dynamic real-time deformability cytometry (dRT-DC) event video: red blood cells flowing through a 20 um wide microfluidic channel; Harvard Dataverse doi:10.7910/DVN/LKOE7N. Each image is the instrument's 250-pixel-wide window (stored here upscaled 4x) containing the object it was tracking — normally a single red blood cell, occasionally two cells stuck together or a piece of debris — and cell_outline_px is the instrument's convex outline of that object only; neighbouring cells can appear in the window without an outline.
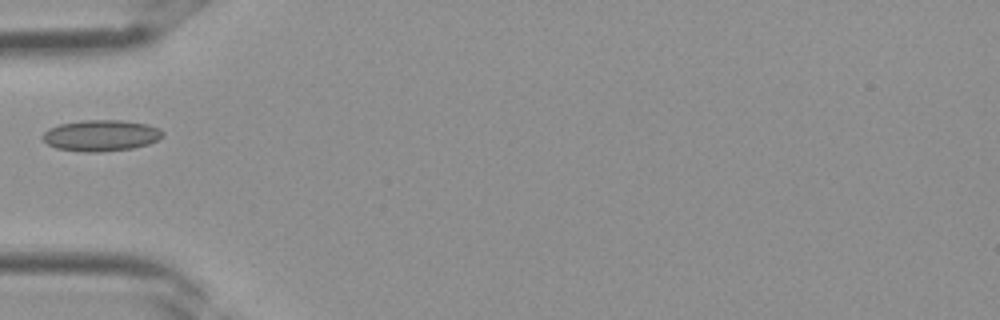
{"species": "Egyptian fruit bat (a non-hibernating species)", "species_latin": "Rousettus aegyptiacus", "temperature_condition": "room temperature", "stored_images_in_passage": 2, "camera_frame_rate_fps": 3000, "um_per_image_px": 0.085, "frame": {"image": 1, "passage_image": 2, "time_ms": 0.333, "image_size_px": [1000, 320], "cell_outline_px": [[164, 136], [148, 144], [132, 148], [100, 152], [84, 152], [56, 148], [48, 144], [40, 136], [48, 128], [60, 124], [84, 120], [120, 120], [148, 124], [160, 128], [164, 132]], "centroid_in_image_um": [8.59, 11.51], "position_along_channel_um": 76.4, "area_um2": 21.91}}